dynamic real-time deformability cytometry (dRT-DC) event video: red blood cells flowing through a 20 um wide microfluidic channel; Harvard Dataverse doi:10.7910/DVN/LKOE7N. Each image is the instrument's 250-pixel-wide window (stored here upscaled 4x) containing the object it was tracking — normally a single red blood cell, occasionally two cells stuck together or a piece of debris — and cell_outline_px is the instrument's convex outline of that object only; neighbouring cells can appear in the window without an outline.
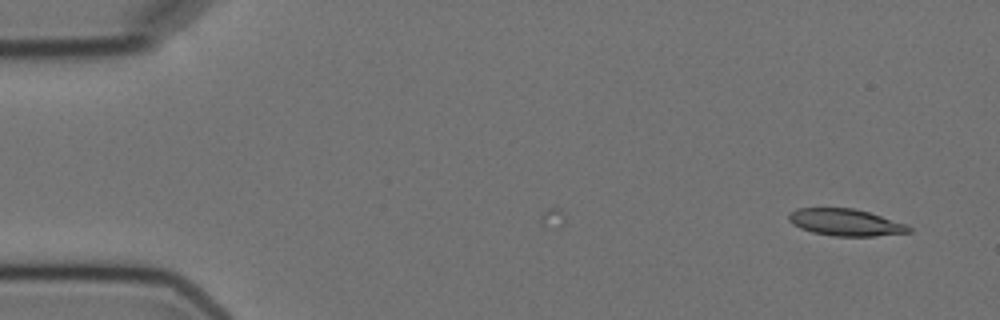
{"species": "Egyptian fruit bat (a non-hibernating species)", "species_latin": "Rousettus aegyptiacus", "temperature_condition": "cold", "stored_images_in_passage": 3, "camera_frame_rate_fps": 3000, "um_per_image_px": 0.085, "animal": {"sex": "female"}, "frame": {"image": 1, "passage_image": 1, "time_ms": 0.0, "image_size_px": [1000, 320], "cell_outline_px": [[912, 232], [876, 236], [832, 236], [812, 232], [800, 228], [792, 224], [788, 220], [788, 212], [796, 208], [852, 208], [868, 212], [904, 224], [912, 228]], "centroid_in_image_um": [71.81, 18.9], "position_along_channel_um": 13.2, "area_um2": 18.79}}